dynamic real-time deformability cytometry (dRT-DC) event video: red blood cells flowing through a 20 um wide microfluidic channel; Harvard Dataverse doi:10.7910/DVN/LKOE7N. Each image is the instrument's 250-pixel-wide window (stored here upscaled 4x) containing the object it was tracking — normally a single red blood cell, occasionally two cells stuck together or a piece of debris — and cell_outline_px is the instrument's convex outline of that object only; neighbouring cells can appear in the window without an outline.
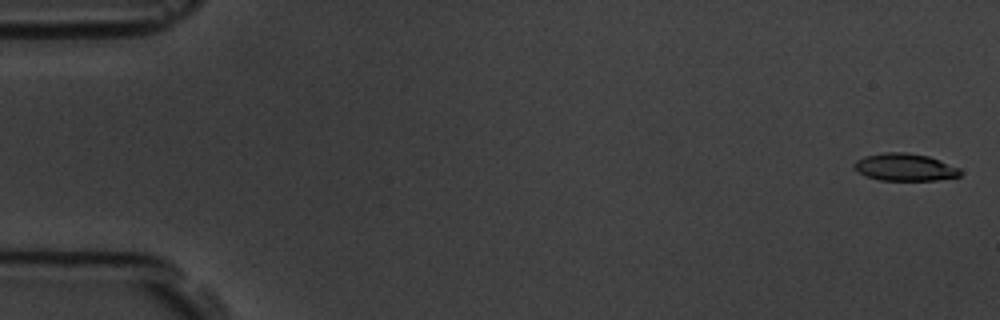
{"species": "common noctule bat (a hibernating species)", "species_latin": "Nyctalus noctula", "temperature_condition": "room temperature", "stored_images_in_passage": 6, "camera_frame_rate_fps": 3000, "um_per_image_px": 0.085, "animal": {"sex": "male", "body_mass_g": 19.5, "forearm_length_mm": 54.6}, "frame": {"image": 1, "passage_image": 1, "time_ms": 0.0, "image_size_px": [1000, 320], "cell_outline_px": [[960, 176], [936, 180], [880, 180], [868, 176], [860, 172], [852, 164], [856, 160], [864, 156], [884, 152], [904, 152], [928, 156], [940, 160], [960, 168]], "centroid_in_image_um": [76.92, 14.2], "position_along_channel_um": 8.1, "area_um2": 16.76}}
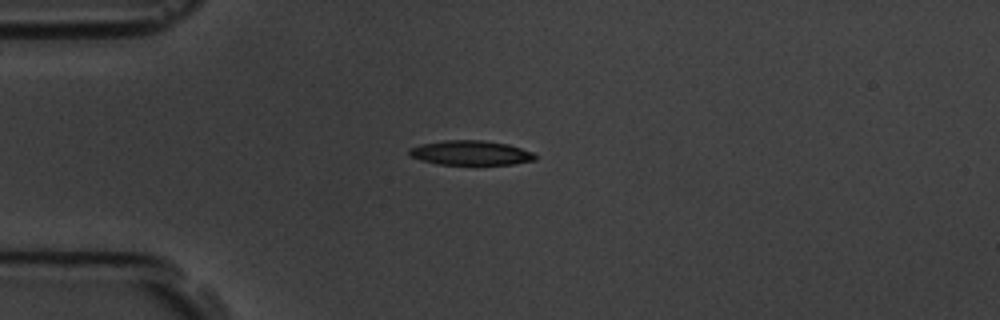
{"frame": {"image": 2, "passage_image": 4, "time_ms": 4.333, "image_size_px": [1000, 320], "cell_outline_px": [[536, 160], [512, 164], [440, 164], [420, 160], [412, 156], [408, 152], [408, 148], [420, 144], [444, 140], [484, 140], [508, 144], [532, 152], [536, 156]], "centroid_in_image_um": [39.99, 12.98], "position_along_channel_um": 45.0, "area_um2": 17.92}}
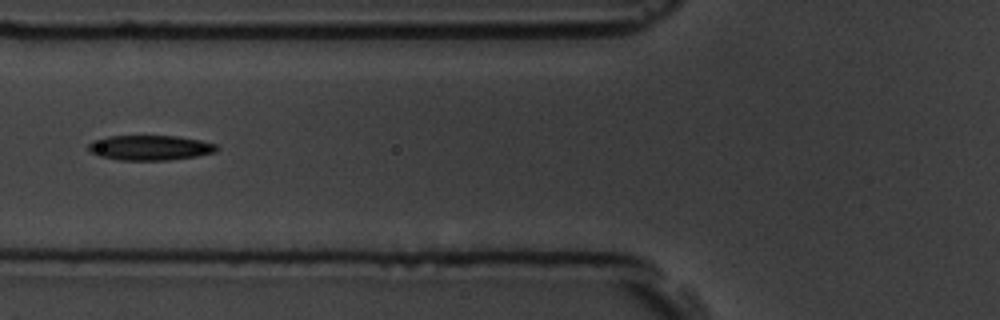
{"frame": {"image": 3, "passage_image": 6, "time_ms": 6.667, "image_size_px": [1000, 320], "cell_outline_px": [[220, 148], [216, 152], [196, 156], [168, 160], [120, 160], [100, 156], [92, 152], [88, 148], [88, 144], [92, 140], [108, 136], [176, 136], [200, 140], [216, 144]], "centroid_in_image_um": [12.77, 12.55], "position_along_channel_um": 113.0, "area_um2": 18.67}}